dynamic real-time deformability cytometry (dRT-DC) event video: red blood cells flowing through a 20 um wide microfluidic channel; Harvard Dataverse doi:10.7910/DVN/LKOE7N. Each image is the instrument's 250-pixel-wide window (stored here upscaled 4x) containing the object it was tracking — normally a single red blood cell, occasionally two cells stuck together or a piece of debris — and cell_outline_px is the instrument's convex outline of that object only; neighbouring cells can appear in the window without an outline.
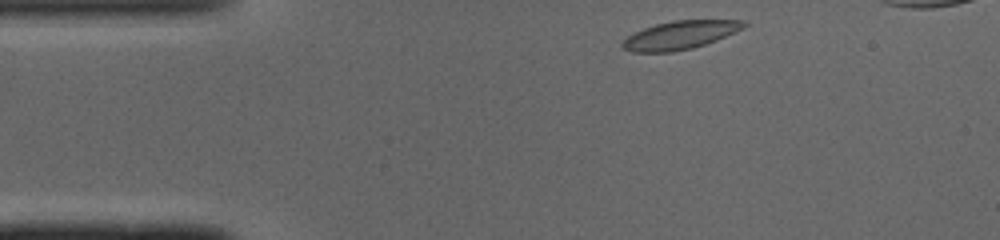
{"species": "common noctule bat (a hibernating species)", "species_latin": "Nyctalus noctula", "temperature_condition": "cold", "stored_images_in_passage": 38, "camera_frame_rate_fps": 3000, "um_per_image_px": 0.085, "animal": {"sex": "male", "body_mass_g": 19.0, "forearm_length_mm": 50.8}, "frame": {"image": 1, "passage_image": 1, "time_ms": 0.0, "image_size_px": [1000, 240], "cell_outline_px": [[748, 24], [744, 28], [716, 40], [692, 48], [672, 52], [632, 52], [624, 48], [620, 44], [628, 36], [644, 28], [656, 24], [672, 20], [744, 20]], "centroid_in_image_um": [57.81, 2.98], "position_along_channel_um": 27.2, "area_um2": 19.88}}
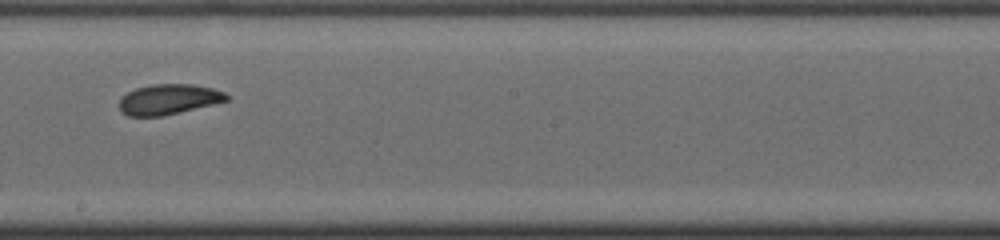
{"frame": {"image": 2, "passage_image": 20, "time_ms": 6.333, "image_size_px": [1000, 240], "cell_outline_px": [[228, 100], [164, 116], [128, 116], [120, 108], [120, 100], [128, 92], [136, 88], [152, 84], [192, 84], [212, 88], [224, 92], [228, 96]], "centroid_in_image_um": [14.34, 8.44], "position_along_channel_um": 233.9, "area_um2": 18.67}}
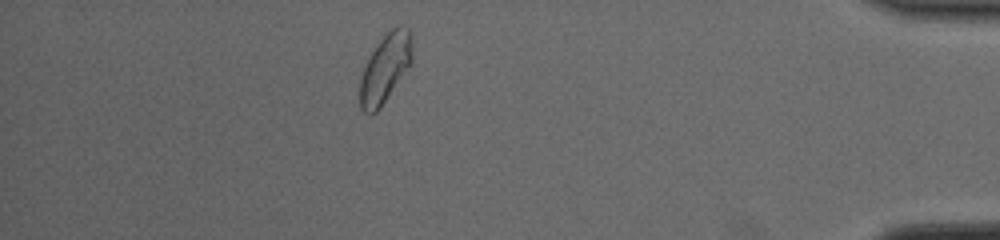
{"frame": {"image": 3, "passage_image": 36, "time_ms": 11.667, "image_size_px": [1000, 240], "cell_outline_px": [[412, 64], [380, 108], [376, 112], [364, 112], [360, 108], [360, 76], [364, 64], [376, 44], [396, 24], [404, 24], [408, 28], [412, 36]], "centroid_in_image_um": [32.76, 5.76], "position_along_channel_um": 402.4, "area_um2": 21.27}, "authors_computed_cell_mechanics": {"area_um2": 19.8543, "velocity_mm_per_s": 4.0703, "shape_relaxation_time_tau1_ms": 4.6179, "shape_relaxation_time_tau2_ms": 5.2499, "deformation_change_tau1": 0.1124, "deformation_change_tau2": 0.0995}}